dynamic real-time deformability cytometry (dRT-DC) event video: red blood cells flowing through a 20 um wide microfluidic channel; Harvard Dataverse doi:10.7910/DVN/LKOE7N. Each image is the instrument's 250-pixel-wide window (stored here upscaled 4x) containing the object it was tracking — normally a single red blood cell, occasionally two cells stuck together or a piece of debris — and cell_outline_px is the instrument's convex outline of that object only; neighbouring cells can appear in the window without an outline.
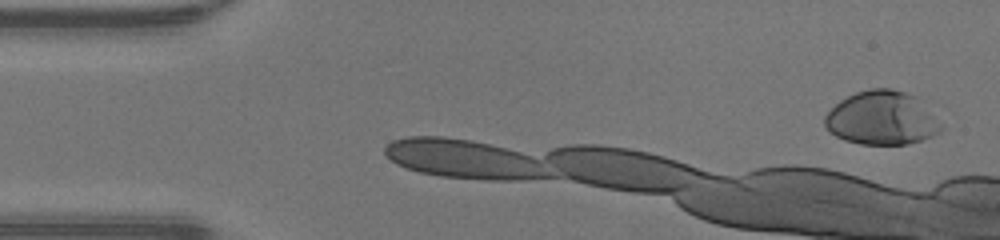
{"species": "human", "species_latin": "Homo sapiens", "temperature_condition": "warm", "stored_images_in_passage": 10, "camera_frame_rate_fps": 3000, "um_per_image_px": 0.085, "donor": {"sex": "male"}, "frame": {"image": 1, "passage_image": 2, "time_ms": 0.333, "image_size_px": [1000, 240], "cell_outline_px": [[940, 132], [932, 136], [908, 144], [860, 144], [844, 140], [836, 136], [824, 124], [824, 116], [840, 100], [856, 92], [872, 88], [892, 88], [916, 96], [940, 124]], "centroid_in_image_um": [74.92, 10.04], "position_along_channel_um": 10.1, "area_um2": 35.89}}
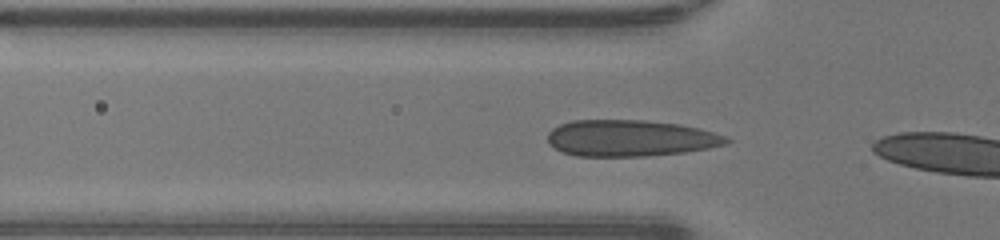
{"frame": {"image": 2, "passage_image": 5, "time_ms": 1.333, "image_size_px": [1000, 240], "cell_outline_px": [[732, 140], [728, 144], [708, 148], [684, 152], [644, 156], [576, 156], [560, 152], [548, 144], [548, 132], [552, 128], [560, 124], [572, 120], [644, 120], [680, 124], [700, 128], [724, 136]], "centroid_in_image_um": [53.54, 11.74], "position_along_channel_um": 72.3, "area_um2": 38.15}}
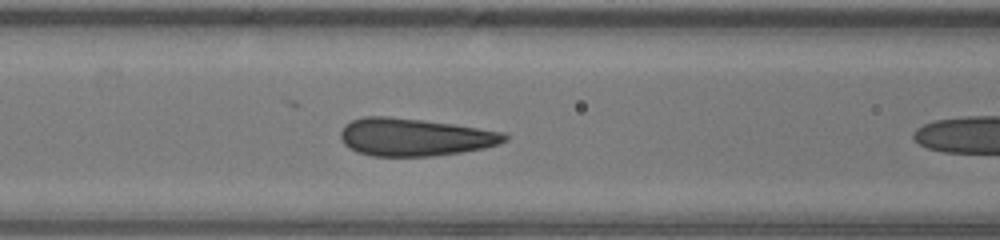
{"frame": {"image": 3, "passage_image": 9, "time_ms": 2.667, "image_size_px": [1000, 240], "cell_outline_px": [[508, 140], [500, 144], [484, 148], [460, 152], [432, 156], [372, 156], [360, 152], [344, 144], [340, 136], [340, 132], [344, 124], [352, 120], [364, 116], [388, 116], [452, 124], [504, 132], [508, 136]], "centroid_in_image_um": [35.25, 11.65], "position_along_channel_um": 131.4, "area_um2": 35.84}}